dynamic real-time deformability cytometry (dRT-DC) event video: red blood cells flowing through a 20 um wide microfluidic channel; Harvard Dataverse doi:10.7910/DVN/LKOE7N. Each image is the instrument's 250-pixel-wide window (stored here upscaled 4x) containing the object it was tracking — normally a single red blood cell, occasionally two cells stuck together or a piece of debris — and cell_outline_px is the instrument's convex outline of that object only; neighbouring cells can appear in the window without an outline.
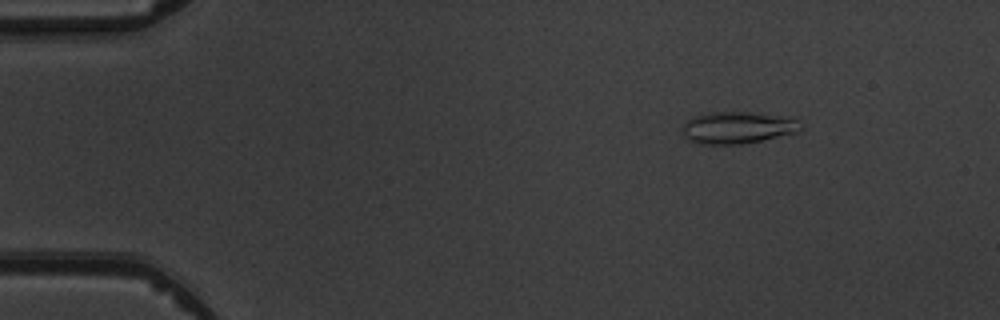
{"species": "common noctule bat (a hibernating species)", "species_latin": "Nyctalus noctula", "temperature_condition": "warm", "stored_images_in_passage": 8, "camera_frame_rate_fps": 3000, "um_per_image_px": 0.085, "animal": {"sex": "male", "body_mass_g": 19.5, "forearm_length_mm": 54.6}, "frame": {"image": 1, "passage_image": 2, "time_ms": 1.333, "image_size_px": [1000, 320], "cell_outline_px": [[804, 128], [800, 132], [740, 144], [700, 144], [688, 140], [684, 136], [680, 128], [692, 116], [708, 112], [748, 112], [788, 116], [796, 120]], "centroid_in_image_um": [62.68, 10.84], "position_along_channel_um": 22.3, "area_um2": 22.25}}
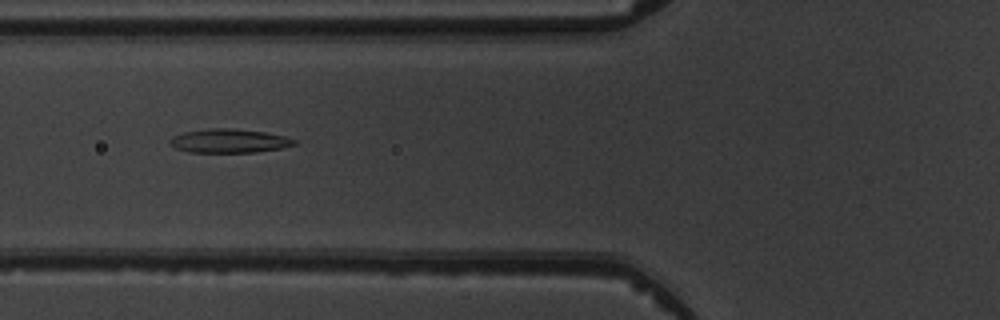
{"frame": {"image": 2, "passage_image": 6, "time_ms": 5.667, "image_size_px": [1000, 320], "cell_outline_px": [[296, 144], [280, 148], [256, 152], [188, 152], [176, 148], [172, 144], [172, 136], [184, 132], [208, 128], [232, 128], [264, 132], [284, 136], [296, 140]], "centroid_in_image_um": [19.49, 11.97], "position_along_channel_um": 106.3, "area_um2": 17.05}}
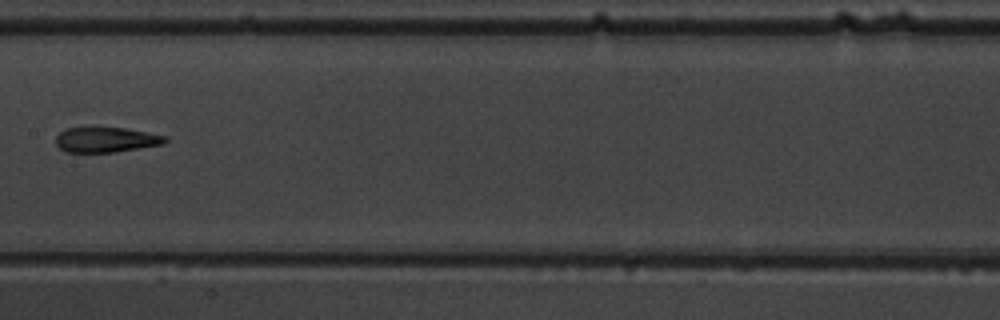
{"frame": {"image": 3, "passage_image": 8, "time_ms": 8.0, "image_size_px": [1000, 320], "cell_outline_px": [[168, 140], [160, 144], [112, 152], [64, 152], [56, 144], [56, 136], [64, 128], [88, 124], [124, 128], [148, 132], [168, 136]], "centroid_in_image_um": [8.92, 11.81], "position_along_channel_um": 198.5, "area_um2": 16.65}}